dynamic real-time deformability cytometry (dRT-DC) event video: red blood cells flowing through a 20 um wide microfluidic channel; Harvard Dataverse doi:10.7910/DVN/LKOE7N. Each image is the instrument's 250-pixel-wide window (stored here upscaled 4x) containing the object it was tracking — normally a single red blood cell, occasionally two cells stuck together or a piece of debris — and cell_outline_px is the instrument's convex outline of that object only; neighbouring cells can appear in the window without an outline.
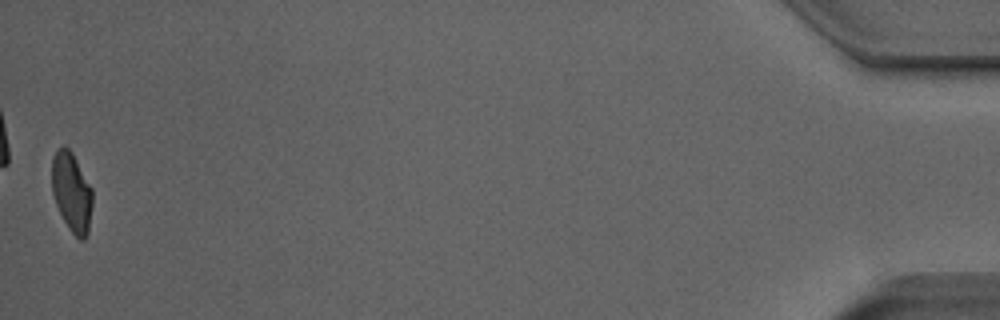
{"species": "Egyptian fruit bat (a non-hibernating species)", "species_latin": "Rousettus aegyptiacus", "temperature_condition": "room temperature", "stored_images_in_passage": 50, "camera_frame_rate_fps": 3000, "um_per_image_px": 0.085, "animal": {"sex": "male"}, "frame": {"image": 1, "passage_image": 50, "time_ms": 16.333, "image_size_px": [1000, 320], "cell_outline_px": [[92, 204], [88, 232], [84, 240], [80, 240], [72, 232], [64, 220], [56, 204], [52, 192], [52, 156], [64, 144], [72, 152], [92, 188]], "centroid_in_image_um": [6.09, 16.32], "position_along_channel_um": 429.1, "area_um2": 18.61}, "authors_computed_cell_mechanics": {"area_um2": 19.4497, "velocity_mm_per_s": 3.9889, "shape_relaxation_time_tau1_ms": 7.9913, "shape_relaxation_time_tau2_ms": 1.804, "deformation_change_tau1": 0.2427, "deformation_change_tau2": 0.0724}}